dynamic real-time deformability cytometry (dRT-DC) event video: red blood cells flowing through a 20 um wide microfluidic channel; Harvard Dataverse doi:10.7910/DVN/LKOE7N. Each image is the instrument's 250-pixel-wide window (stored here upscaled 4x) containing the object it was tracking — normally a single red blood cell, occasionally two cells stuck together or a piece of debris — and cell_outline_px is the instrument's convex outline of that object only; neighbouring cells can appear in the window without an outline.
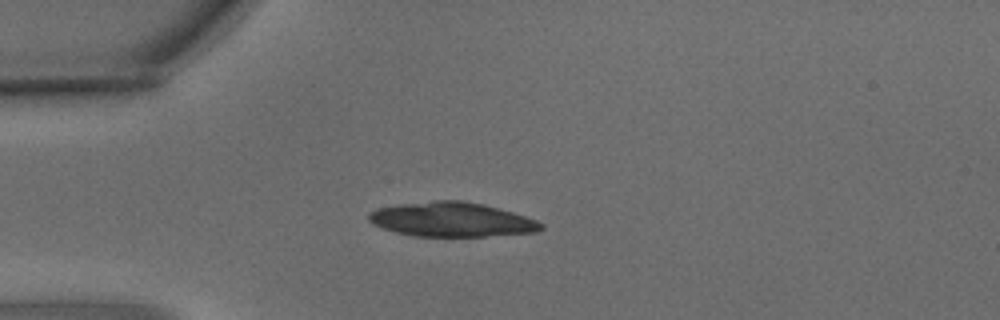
{"species": "common noctule bat (a hibernating species)", "species_latin": "Nyctalus noctula", "temperature_condition": "warm", "stored_images_in_passage": 4, "camera_frame_rate_fps": 3000, "um_per_image_px": 0.085, "animal": {"sex": "male", "body_mass_g": 15.6}, "frame": {"image": 1, "passage_image": 3, "time_ms": 0.667, "image_size_px": [1000, 320], "cell_outline_px": [[544, 228], [536, 232], [484, 236], [412, 236], [396, 232], [372, 224], [368, 220], [368, 212], [376, 208], [400, 204], [436, 200], [464, 200], [484, 204], [512, 212], [536, 220], [544, 224]], "centroid_in_image_um": [38.37, 18.65], "position_along_channel_um": 46.6, "area_um2": 34.56}}